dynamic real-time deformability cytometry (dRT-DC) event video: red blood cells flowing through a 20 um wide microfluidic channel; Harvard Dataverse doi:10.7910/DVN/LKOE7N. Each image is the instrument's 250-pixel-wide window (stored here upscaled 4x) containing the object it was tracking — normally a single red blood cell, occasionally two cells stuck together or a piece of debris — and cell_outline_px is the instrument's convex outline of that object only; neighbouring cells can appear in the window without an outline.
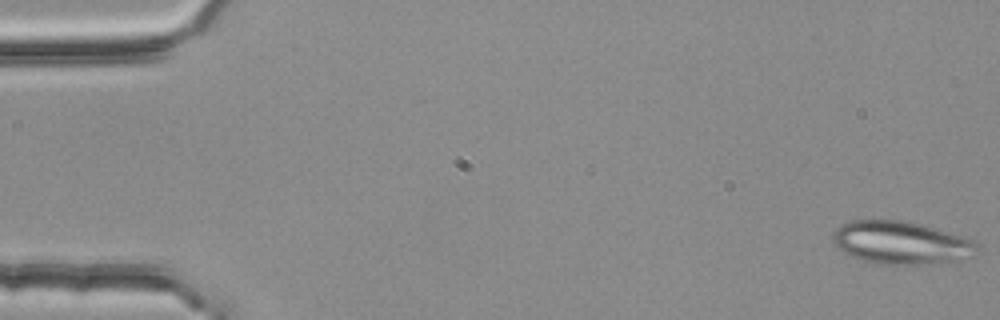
{"species": "common noctule bat (a hibernating species)", "species_latin": "Nyctalus noctula", "temperature_condition": "room temperature", "stored_images_in_passage": 4, "camera_frame_rate_fps": 3000, "um_per_image_px": 0.085, "animal": {"sex": "female", "body_mass_g": 25.1}, "frame": {"image": 1, "passage_image": 1, "time_ms": 0.0, "image_size_px": [1000, 320], "cell_outline_px": [[976, 244], [972, 256], [952, 260], [916, 264], [876, 264], [852, 256], [836, 248], [832, 240], [832, 236], [836, 228], [840, 224], [852, 220], [900, 220], [920, 224], [960, 236], [972, 240]], "centroid_in_image_um": [76.46, 20.61], "position_along_channel_um": 8.5, "area_um2": 35.26}}